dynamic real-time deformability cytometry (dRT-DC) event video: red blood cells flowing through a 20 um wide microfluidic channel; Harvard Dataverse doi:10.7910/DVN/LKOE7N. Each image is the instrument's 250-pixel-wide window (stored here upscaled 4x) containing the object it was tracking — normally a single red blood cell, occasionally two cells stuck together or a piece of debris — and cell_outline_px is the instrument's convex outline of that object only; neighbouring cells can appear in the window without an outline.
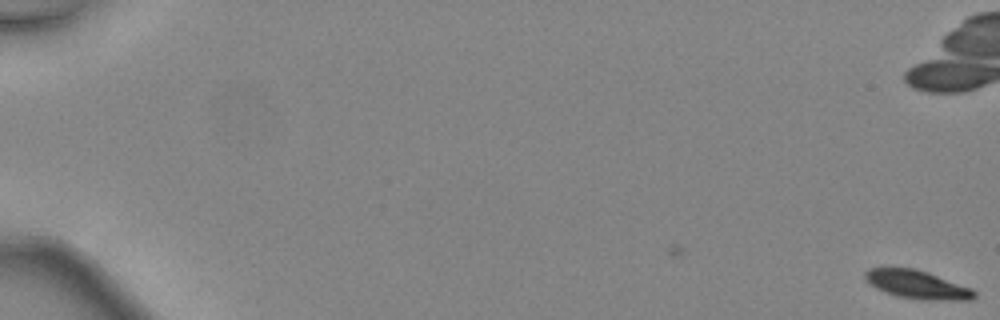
{"species": "common noctule bat (a hibernating species)", "species_latin": "Nyctalus noctula", "temperature_condition": "warm", "stored_images_in_passage": 3, "camera_frame_rate_fps": 3000, "um_per_image_px": 0.085, "animal": {"sex": "female", "body_mass_g": 24.6, "forearm_length_mm": 56.2}, "frame": {"image": 1, "passage_image": 3, "time_ms": 0.667, "image_size_px": [1000, 320], "cell_outline_px": [[976, 296], [972, 300], [920, 300], [896, 296], [884, 292], [868, 284], [864, 276], [864, 272], [868, 268], [916, 268], [928, 272], [972, 288], [976, 292]], "centroid_in_image_um": [77.95, 24.19], "position_along_channel_um": 7.0, "area_um2": 18.32}}